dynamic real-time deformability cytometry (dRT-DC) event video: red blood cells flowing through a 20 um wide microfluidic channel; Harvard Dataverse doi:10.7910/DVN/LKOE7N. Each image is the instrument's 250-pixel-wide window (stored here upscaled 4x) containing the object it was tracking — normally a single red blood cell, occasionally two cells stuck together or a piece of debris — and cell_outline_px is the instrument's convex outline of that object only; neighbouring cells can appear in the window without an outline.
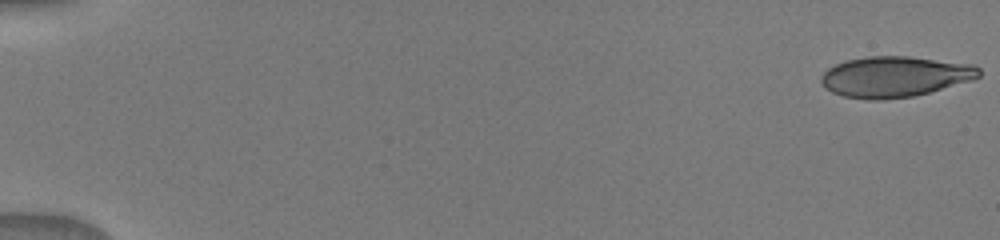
{"species": "human", "species_latin": "Homo sapiens", "temperature_condition": "warm", "stored_images_in_passage": 9, "camera_frame_rate_fps": 3000, "um_per_image_px": 0.085, "donor": {"sex": "male"}, "frame": {"image": 1, "passage_image": 1, "time_ms": 0.0, "image_size_px": [1000, 240], "cell_outline_px": [[980, 76], [972, 80], [928, 92], [912, 96], [880, 100], [872, 100], [844, 96], [832, 92], [824, 88], [820, 80], [820, 76], [828, 68], [844, 60], [868, 56], [908, 56], [972, 64], [980, 68]], "centroid_in_image_um": [76.02, 6.51], "position_along_channel_um": 9.0, "area_um2": 37.4}}